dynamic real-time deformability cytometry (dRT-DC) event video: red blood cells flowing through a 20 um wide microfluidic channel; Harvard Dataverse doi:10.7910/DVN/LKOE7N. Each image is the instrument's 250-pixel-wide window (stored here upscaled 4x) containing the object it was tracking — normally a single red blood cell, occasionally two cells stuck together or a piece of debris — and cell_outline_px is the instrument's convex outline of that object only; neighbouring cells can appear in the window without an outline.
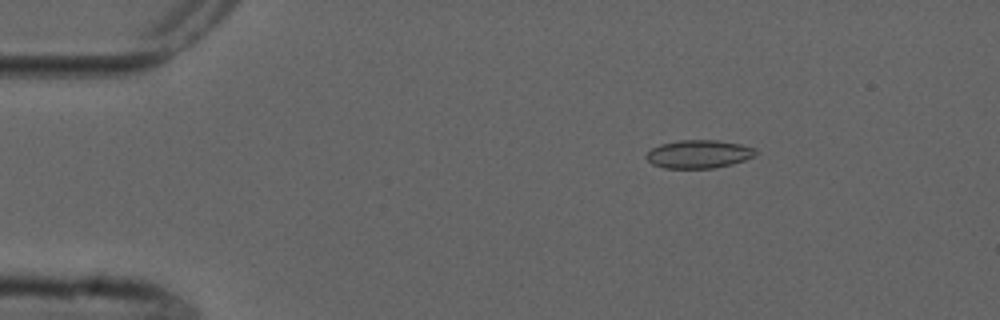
{"species": "common noctule bat (a hibernating species)", "species_latin": "Nyctalus noctula", "temperature_condition": "cold", "stored_images_in_passage": 5, "camera_frame_rate_fps": 3000, "um_per_image_px": 0.085, "animal": {"sex": "male", "forearm_length_mm": 52.5}, "frame": {"image": 1, "passage_image": 3, "time_ms": 2.333, "image_size_px": [1000, 320], "cell_outline_px": [[756, 152], [752, 156], [744, 160], [732, 164], [712, 168], [664, 168], [652, 164], [644, 156], [652, 148], [660, 144], [680, 140], [716, 140], [740, 144], [756, 148]], "centroid_in_image_um": [59.36, 13.09], "position_along_channel_um": 25.6, "area_um2": 17.86}}
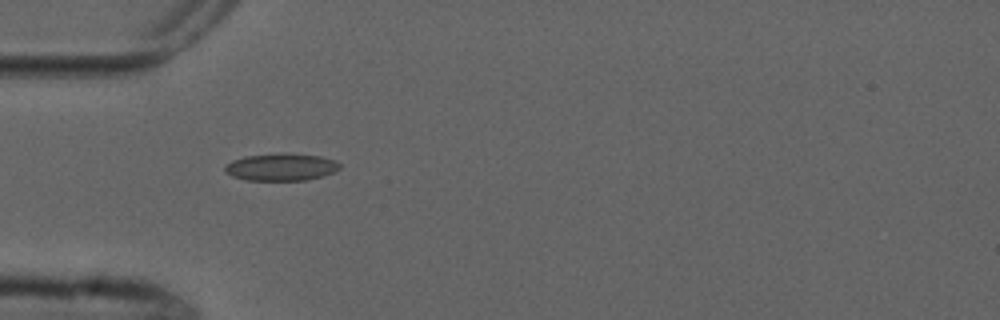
{"frame": {"image": 2, "passage_image": 5, "time_ms": 5.0, "image_size_px": [1000, 320], "cell_outline_px": [[340, 168], [336, 172], [304, 180], [248, 180], [232, 176], [224, 172], [224, 164], [232, 160], [244, 156], [280, 152], [284, 152], [320, 156], [336, 160], [340, 164]], "centroid_in_image_um": [23.87, 14.18], "position_along_channel_um": 61.1, "area_um2": 18.55}}